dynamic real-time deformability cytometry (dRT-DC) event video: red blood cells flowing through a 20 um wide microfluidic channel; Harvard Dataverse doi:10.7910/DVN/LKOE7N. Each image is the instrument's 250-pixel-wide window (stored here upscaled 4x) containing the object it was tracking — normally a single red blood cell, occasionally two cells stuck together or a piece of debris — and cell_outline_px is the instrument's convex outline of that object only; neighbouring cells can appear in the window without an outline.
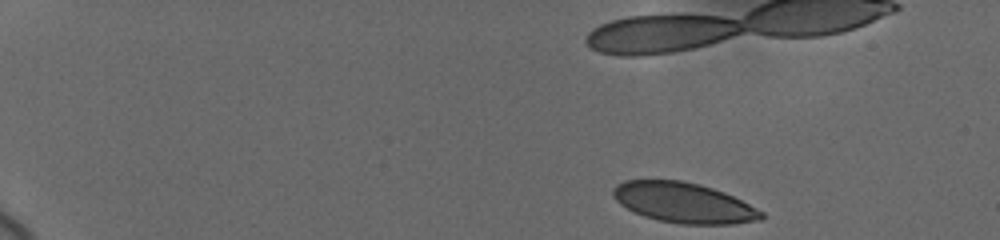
{"species": "human", "species_latin": "Homo sapiens", "temperature_condition": "cold", "stored_images_in_passage": 38, "camera_frame_rate_fps": 3000, "um_per_image_px": 0.085, "donor": {"sex": "female"}, "frame": {"image": 1, "passage_image": 1, "time_ms": 0.0, "image_size_px": [1000, 240], "cell_outline_px": [[764, 220], [732, 224], [680, 224], [660, 220], [644, 216], [620, 204], [612, 196], [612, 188], [616, 184], [624, 180], [680, 180], [700, 184], [724, 192], [764, 212]], "centroid_in_image_um": [58.11, 17.23], "position_along_channel_um": 26.9, "area_um2": 34.74}}